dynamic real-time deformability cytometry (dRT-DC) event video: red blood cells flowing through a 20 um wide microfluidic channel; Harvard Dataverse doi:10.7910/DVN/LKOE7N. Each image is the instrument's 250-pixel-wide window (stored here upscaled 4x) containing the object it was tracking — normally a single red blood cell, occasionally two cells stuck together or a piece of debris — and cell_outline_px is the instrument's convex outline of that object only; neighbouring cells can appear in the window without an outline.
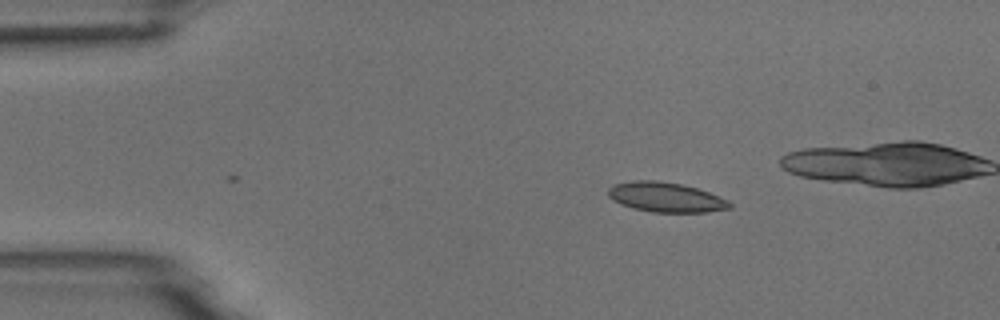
{"species": "common noctule bat (a hibernating species)", "species_latin": "Nyctalus noctula", "temperature_condition": "room temperature", "stored_images_in_passage": 3, "camera_frame_rate_fps": 3000, "um_per_image_px": 0.085, "animal": {"sex": "male", "body_mass_g": 18.8}, "frame": {"image": 1, "passage_image": 3, "time_ms": 3.333, "image_size_px": [1000, 320], "cell_outline_px": [[732, 208], [708, 212], [652, 212], [632, 208], [620, 204], [612, 200], [608, 196], [608, 188], [612, 184], [632, 180], [656, 180], [680, 184], [696, 188], [708, 192], [728, 200], [732, 204]], "centroid_in_image_um": [56.56, 16.76], "position_along_channel_um": 28.4, "area_um2": 21.21}}